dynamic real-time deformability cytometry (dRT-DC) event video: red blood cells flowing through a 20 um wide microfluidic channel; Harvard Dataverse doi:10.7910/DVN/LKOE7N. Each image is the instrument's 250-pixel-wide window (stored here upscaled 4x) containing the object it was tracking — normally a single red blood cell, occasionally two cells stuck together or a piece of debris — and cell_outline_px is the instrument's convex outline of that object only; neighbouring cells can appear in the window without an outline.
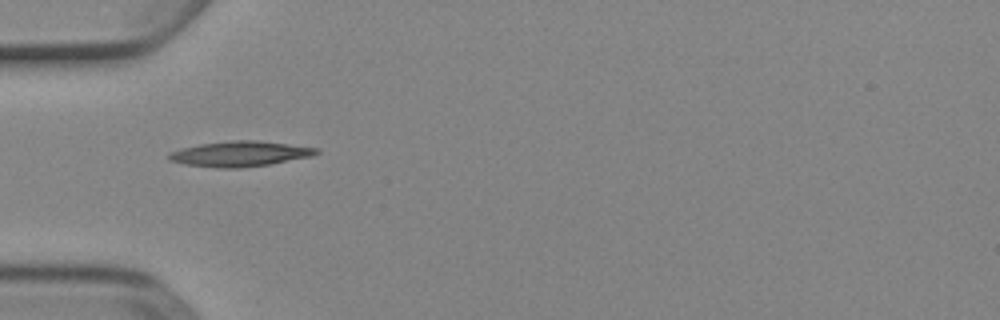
{"species": "Egyptian fruit bat (a non-hibernating species)", "species_latin": "Rousettus aegyptiacus", "temperature_condition": "cold", "stored_images_in_passage": 3, "camera_frame_rate_fps": 3000, "um_per_image_px": 0.085, "animal": {"sex": "female"}, "frame": {"image": 1, "passage_image": 1, "time_ms": 0.0, "image_size_px": [1000, 320], "cell_outline_px": [[320, 152], [312, 156], [268, 164], [240, 168], [216, 168], [184, 164], [168, 160], [168, 152], [180, 148], [200, 144], [232, 140], [256, 140], [320, 148]], "centroid_in_image_um": [20.36, 13.07], "position_along_channel_um": 64.6, "area_um2": 21.79}}
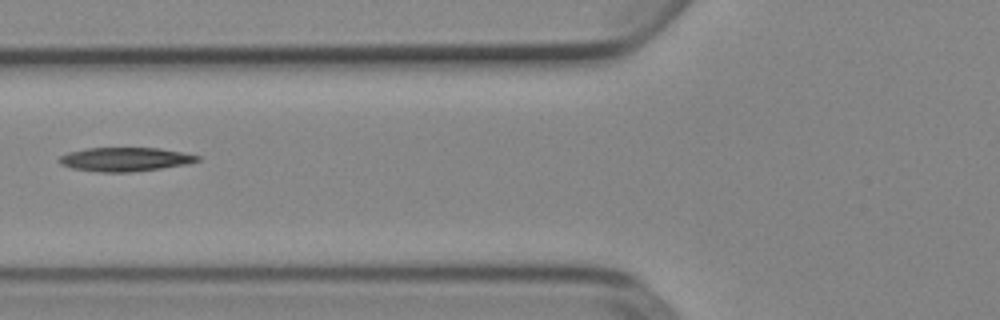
{"frame": {"image": 2, "passage_image": 2, "time_ms": 0.333, "image_size_px": [1000, 320], "cell_outline_px": [[200, 160], [188, 164], [132, 172], [100, 172], [72, 168], [60, 164], [56, 160], [60, 156], [68, 152], [88, 148], [160, 148], [200, 156]], "centroid_in_image_um": [10.6, 13.54], "position_along_channel_um": 115.2, "area_um2": 19.19}}
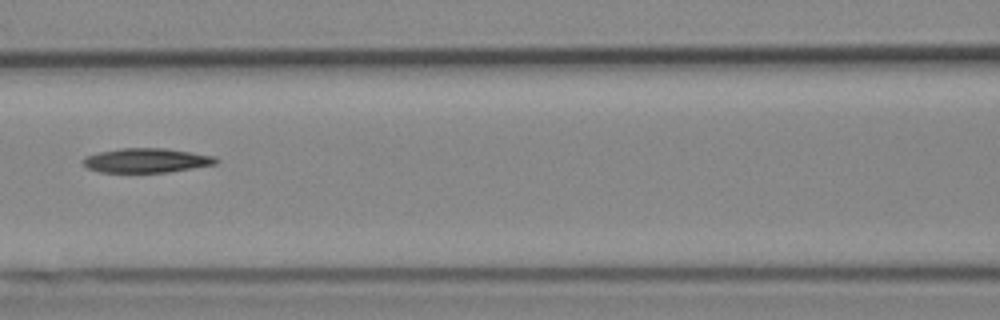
{"frame": {"image": 3, "passage_image": 3, "time_ms": 0.667, "image_size_px": [1000, 320], "cell_outline_px": [[216, 164], [168, 172], [100, 172], [88, 168], [80, 160], [84, 156], [100, 152], [120, 148], [164, 148], [216, 156]], "centroid_in_image_um": [12.41, 13.63], "position_along_channel_um": 154.2, "area_um2": 18.79}}